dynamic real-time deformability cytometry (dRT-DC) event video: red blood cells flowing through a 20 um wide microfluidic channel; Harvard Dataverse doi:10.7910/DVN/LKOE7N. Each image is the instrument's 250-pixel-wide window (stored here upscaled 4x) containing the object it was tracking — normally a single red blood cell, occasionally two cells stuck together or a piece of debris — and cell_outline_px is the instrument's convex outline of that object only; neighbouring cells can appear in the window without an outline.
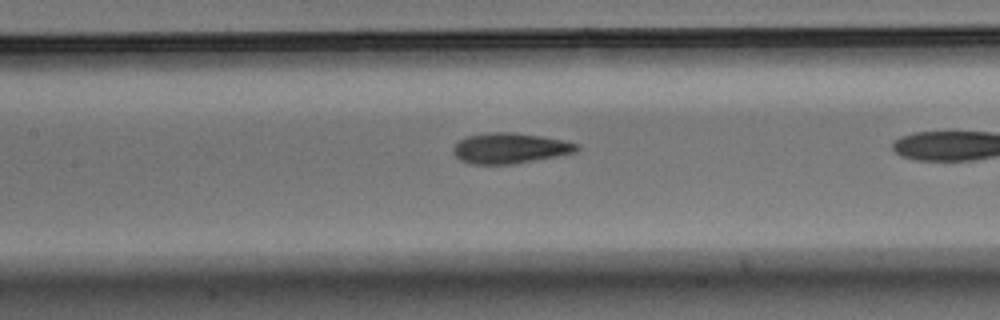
{"species": "Egyptian fruit bat (a non-hibernating species)", "species_latin": "Rousettus aegyptiacus", "temperature_condition": "warm", "stored_images_in_passage": 16, "camera_frame_rate_fps": 3000, "um_per_image_px": 0.085, "animal": {"sex": "male"}, "frame": {"image": 1, "passage_image": 12, "time_ms": 3.667, "image_size_px": [1000, 320], "cell_outline_px": [[580, 148], [576, 152], [516, 164], [472, 164], [460, 160], [452, 152], [452, 148], [460, 140], [468, 136], [488, 132], [512, 132], [540, 136], [580, 144]], "centroid_in_image_um": [43.33, 12.6], "position_along_channel_um": 164.1, "area_um2": 21.91}}